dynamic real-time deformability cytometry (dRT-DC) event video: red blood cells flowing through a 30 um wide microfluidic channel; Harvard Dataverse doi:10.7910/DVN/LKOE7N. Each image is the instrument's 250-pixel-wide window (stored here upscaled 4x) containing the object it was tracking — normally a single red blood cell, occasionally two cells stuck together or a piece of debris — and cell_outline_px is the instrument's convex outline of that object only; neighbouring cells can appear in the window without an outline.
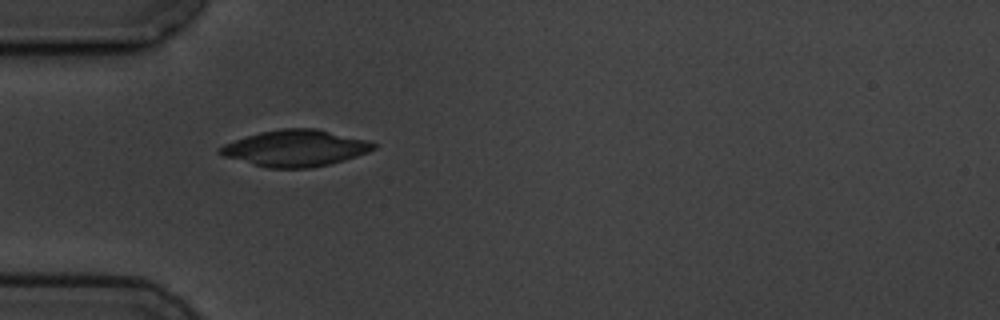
{"species": "common noctule bat (a hibernating species)", "species_latin": "Nyctalus noctula", "temperature_condition": "cold", "stored_images_in_passage": 2, "camera_frame_rate_fps": 3000, "um_per_image_px": 0.085, "animal": {"sex": "male", "body_mass_g": 19.5, "forearm_length_mm": 54.6}, "frame": {"image": 1, "passage_image": 1, "time_ms": 0.0, "image_size_px": [1000, 320], "cell_outline_px": [[376, 148], [368, 152], [344, 160], [312, 168], [268, 168], [224, 156], [216, 152], [216, 148], [224, 144], [260, 132], [280, 128], [316, 128], [364, 140], [376, 144]], "centroid_in_image_um": [25.08, 12.6], "position_along_channel_um": 59.9, "area_um2": 32.25}}